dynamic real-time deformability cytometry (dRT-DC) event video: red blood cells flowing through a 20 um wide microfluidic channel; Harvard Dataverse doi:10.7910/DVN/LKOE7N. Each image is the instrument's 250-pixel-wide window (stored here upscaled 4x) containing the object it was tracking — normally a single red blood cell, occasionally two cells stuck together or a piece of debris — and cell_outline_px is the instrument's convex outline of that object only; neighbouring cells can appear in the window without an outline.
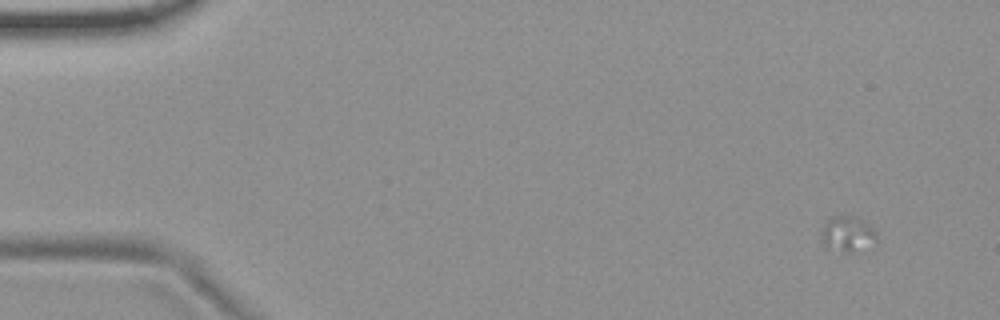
{"species": "common noctule bat (a hibernating species)", "species_latin": "Nyctalus noctula", "temperature_condition": "room temperature", "stored_images_in_passage": 6, "camera_frame_rate_fps": 3000, "um_per_image_px": 0.085, "animal": {"sex": "female", "body_mass_g": 19.9}, "frame": {"image": 1, "passage_image": 1, "time_ms": 0.0, "image_size_px": [1000, 320], "cell_outline_px": [[876, 244], [852, 252], [844, 252], [828, 248], [820, 240], [820, 232], [824, 224], [832, 216], [852, 216], [868, 224], [876, 232]], "centroid_in_image_um": [72.01, 19.91], "position_along_channel_um": 13.0, "area_um2": 11.44}}